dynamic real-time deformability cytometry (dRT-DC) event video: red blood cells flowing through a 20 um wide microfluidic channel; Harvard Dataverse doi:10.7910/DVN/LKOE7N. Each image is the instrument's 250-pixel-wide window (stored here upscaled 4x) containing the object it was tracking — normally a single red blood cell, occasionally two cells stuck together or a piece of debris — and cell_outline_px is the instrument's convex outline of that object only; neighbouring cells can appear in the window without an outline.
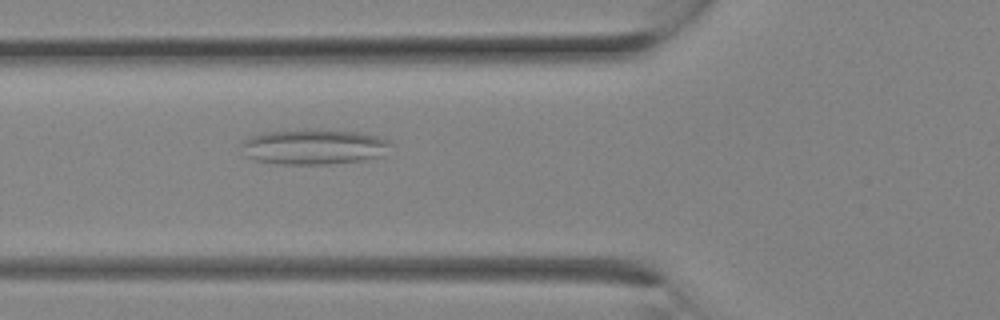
{"species": "Egyptian fruit bat (a non-hibernating species)", "species_latin": "Rousettus aegyptiacus", "temperature_condition": "room temperature", "stored_images_in_passage": 4, "camera_frame_rate_fps": 3000, "um_per_image_px": 0.085, "animal": {"sex": "female"}, "frame": {"image": 1, "passage_image": 4, "time_ms": 1.0, "image_size_px": [1000, 320], "cell_outline_px": [[392, 144], [380, 156], [364, 160], [328, 164], [280, 164], [256, 160], [244, 156], [240, 144], [244, 140], [252, 136], [268, 132], [360, 132], [384, 136], [392, 140]], "centroid_in_image_um": [26.72, 12.52], "position_along_channel_um": 99.1, "area_um2": 29.88}}